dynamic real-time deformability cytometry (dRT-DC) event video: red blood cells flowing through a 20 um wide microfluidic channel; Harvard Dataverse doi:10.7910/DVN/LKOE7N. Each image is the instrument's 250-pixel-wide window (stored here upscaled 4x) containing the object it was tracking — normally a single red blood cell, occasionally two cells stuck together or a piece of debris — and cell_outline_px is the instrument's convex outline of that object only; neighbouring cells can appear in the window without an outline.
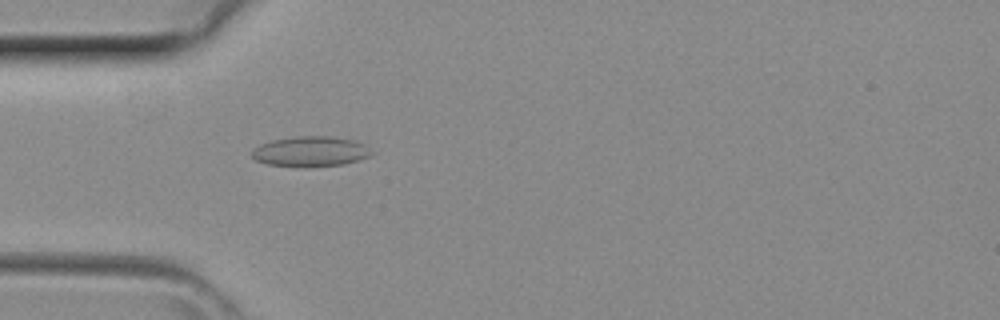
{"species": "common noctule bat (a hibernating species)", "species_latin": "Nyctalus noctula", "temperature_condition": "room temperature", "stored_images_in_passage": 30, "camera_frame_rate_fps": 3000, "um_per_image_px": 0.085, "animal": {"sex": "female", "body_mass_g": 29.2, "forearm_length_mm": 56.3}, "frame": {"image": 1, "passage_image": 1, "time_ms": 0.0, "image_size_px": [1000, 320], "cell_outline_px": [[372, 156], [360, 160], [344, 164], [308, 168], [304, 168], [268, 164], [256, 160], [252, 156], [252, 148], [260, 144], [272, 140], [296, 136], [332, 136], [356, 140], [364, 144], [372, 152]], "centroid_in_image_um": [26.41, 12.88], "position_along_channel_um": 58.6, "area_um2": 21.5}}
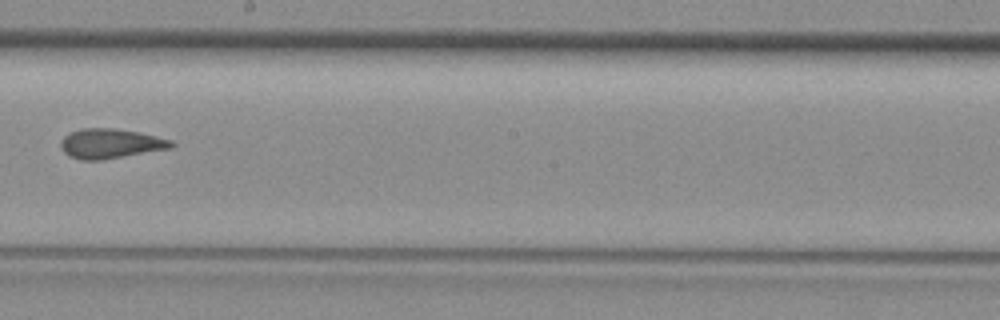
{"frame": {"image": 2, "passage_image": 12, "time_ms": 3.667, "image_size_px": [1000, 320], "cell_outline_px": [[176, 144], [172, 148], [100, 160], [80, 160], [68, 156], [60, 148], [60, 140], [64, 136], [80, 128], [112, 128], [140, 132], [172, 140]], "centroid_in_image_um": [9.38, 12.2], "position_along_channel_um": 238.8, "area_um2": 19.25}}
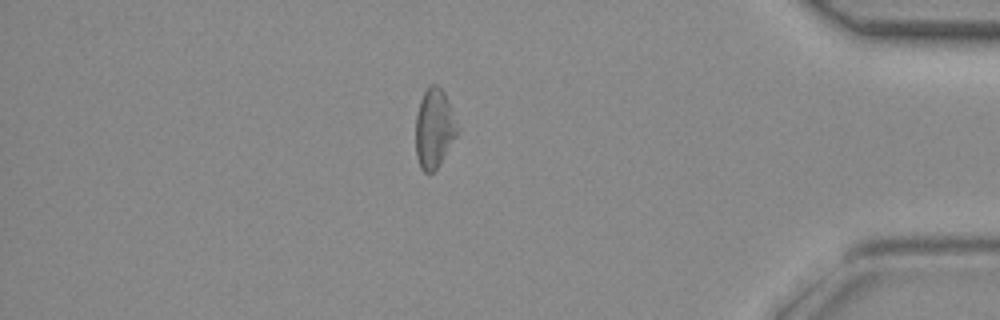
{"frame": {"image": 3, "passage_image": 24, "time_ms": 7.667, "image_size_px": [1000, 320], "cell_outline_px": [[456, 136], [436, 168], [432, 172], [424, 172], [420, 168], [416, 156], [416, 116], [420, 100], [424, 92], [432, 84], [436, 84], [444, 92], [452, 112], [456, 128]], "centroid_in_image_um": [36.86, 10.92], "position_along_channel_um": 398.3, "area_um2": 18.55}}